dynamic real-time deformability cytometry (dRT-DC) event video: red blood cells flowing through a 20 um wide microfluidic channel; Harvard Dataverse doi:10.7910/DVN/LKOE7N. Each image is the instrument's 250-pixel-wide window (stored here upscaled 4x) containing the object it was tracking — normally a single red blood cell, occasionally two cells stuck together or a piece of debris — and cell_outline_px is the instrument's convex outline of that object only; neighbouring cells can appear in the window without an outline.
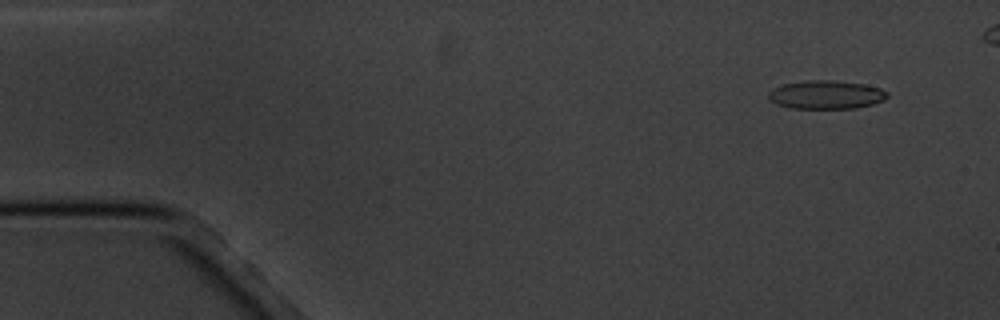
{"species": "common noctule bat (a hibernating species)", "species_latin": "Nyctalus noctula", "temperature_condition": "cold", "stored_images_in_passage": 6, "camera_frame_rate_fps": 3000, "um_per_image_px": 0.085, "animal": {"sex": "male", "body_mass_g": 20.1, "forearm_length_mm": 53.5}, "frame": {"image": 1, "passage_image": 2, "time_ms": 1.0, "image_size_px": [1000, 320], "cell_outline_px": [[888, 96], [884, 100], [872, 104], [856, 108], [788, 108], [776, 104], [768, 100], [768, 92], [772, 88], [784, 84], [808, 80], [832, 80], [864, 84], [880, 88], [888, 92]], "centroid_in_image_um": [70.19, 8.05], "position_along_channel_um": 14.8, "area_um2": 19.83}}